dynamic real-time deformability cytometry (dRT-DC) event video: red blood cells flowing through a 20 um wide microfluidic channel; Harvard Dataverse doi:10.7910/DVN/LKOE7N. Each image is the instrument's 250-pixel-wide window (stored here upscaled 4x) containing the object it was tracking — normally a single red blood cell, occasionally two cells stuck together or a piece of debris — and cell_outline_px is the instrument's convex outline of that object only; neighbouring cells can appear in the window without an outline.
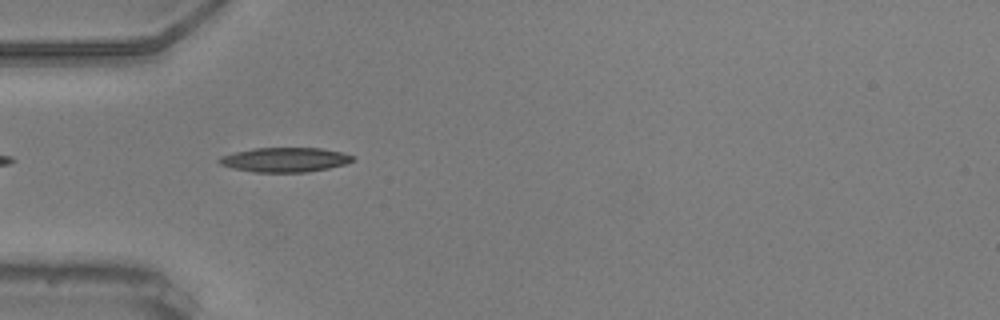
{"species": "common noctule bat (a hibernating species)", "species_latin": "Nyctalus noctula", "temperature_condition": "warm", "stored_images_in_passage": 39, "camera_frame_rate_fps": 3000, "um_per_image_px": 0.085, "animal": {"sex": "male", "body_mass_g": 20.5, "forearm_length_mm": 52.5}, "frame": {"image": 1, "passage_image": 1, "time_ms": 0.0, "image_size_px": [1000, 320], "cell_outline_px": [[356, 160], [344, 164], [328, 168], [304, 172], [256, 172], [232, 168], [220, 164], [216, 160], [220, 156], [252, 148], [320, 148], [340, 152], [352, 156]], "centroid_in_image_um": [24.18, 13.57], "position_along_channel_um": 60.8, "area_um2": 18.9}}
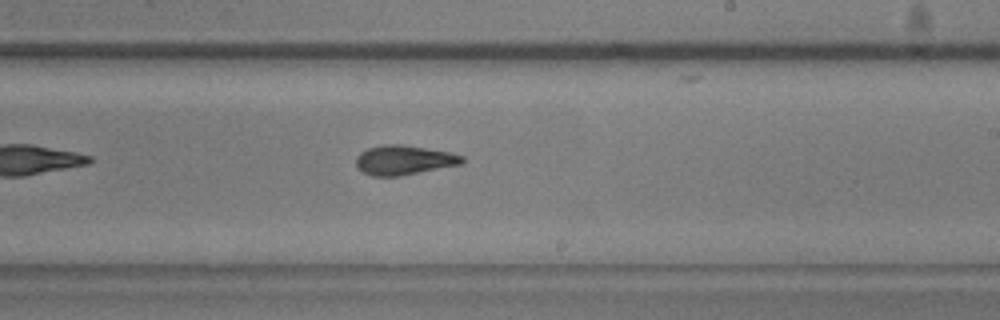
{"frame": {"image": 2, "passage_image": 17, "time_ms": 5.333, "image_size_px": [1000, 320], "cell_outline_px": [[464, 164], [400, 176], [372, 176], [356, 168], [356, 156], [360, 152], [368, 148], [384, 144], [400, 144], [448, 152], [464, 156]], "centroid_in_image_um": [34.33, 13.61], "position_along_channel_um": 254.7, "area_um2": 18.32}}
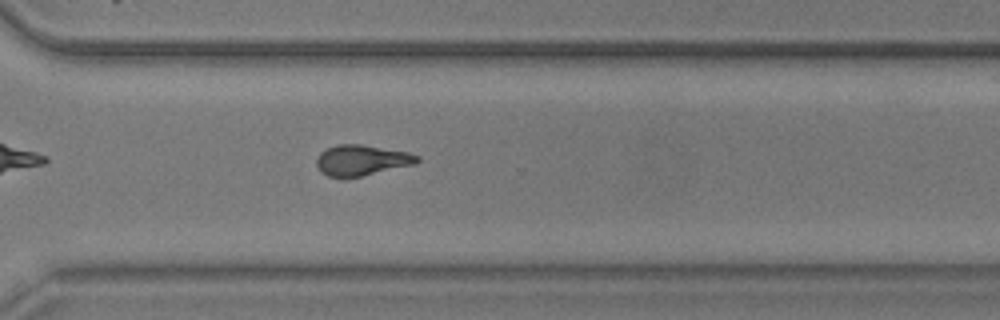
{"frame": {"image": 3, "passage_image": 24, "time_ms": 7.667, "image_size_px": [1000, 320], "cell_outline_px": [[420, 160], [416, 164], [360, 176], [328, 176], [320, 172], [316, 164], [316, 160], [320, 152], [336, 144], [360, 144], [408, 152], [420, 156]], "centroid_in_image_um": [30.75, 13.6], "position_along_channel_um": 339.8, "area_um2": 17.8}, "authors_computed_cell_mechanics": {"area_um2": 17.9758, "velocity_mm_per_s": 3.6667, "shape_relaxation_time_tau1_ms": 5.9369, "shape_relaxation_time_tau2_ms": 2.8126, "deformation_change_tau1": 0.2007, "deformation_change_tau2": 0.1128}}